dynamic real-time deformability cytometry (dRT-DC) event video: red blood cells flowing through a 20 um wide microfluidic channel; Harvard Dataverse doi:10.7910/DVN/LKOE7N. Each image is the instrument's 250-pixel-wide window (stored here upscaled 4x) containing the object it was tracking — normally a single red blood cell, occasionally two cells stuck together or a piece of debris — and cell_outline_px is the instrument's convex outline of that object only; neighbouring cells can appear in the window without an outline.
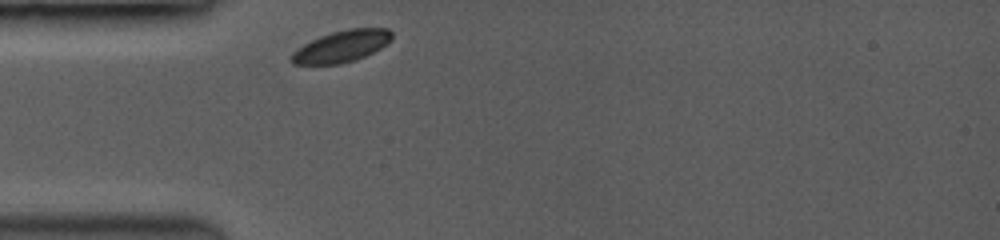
{"species": "common noctule bat (a hibernating species)", "species_latin": "Nyctalus noctula", "temperature_condition": "room temperature", "stored_images_in_passage": 23, "camera_frame_rate_fps": 3500, "um_per_image_px": 0.085, "animal": {"sex": "female", "body_mass_g": 19.0, "forearm_length_mm": 53.3}, "frame": {"image": 1, "passage_image": 1, "time_ms": 0.0, "image_size_px": [1000, 240], "cell_outline_px": [[392, 40], [380, 48], [364, 56], [340, 64], [292, 64], [288, 60], [292, 52], [304, 44], [320, 36], [332, 32], [348, 28], [388, 28], [392, 32]], "centroid_in_image_um": [29.02, 3.93], "position_along_channel_um": 56.0, "area_um2": 18.44}}
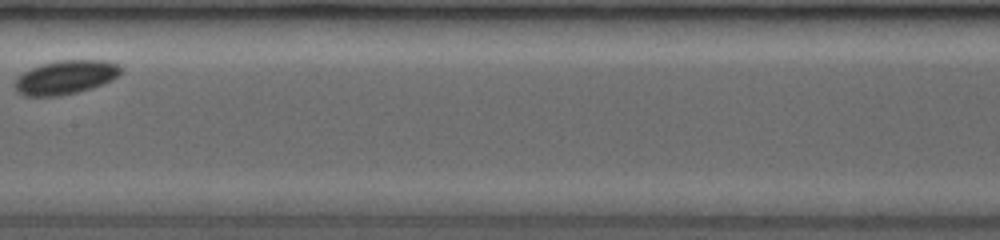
{"frame": {"image": 2, "passage_image": 13, "time_ms": 4.0, "image_size_px": [1000, 240], "cell_outline_px": [[124, 68], [112, 80], [76, 92], [52, 96], [28, 96], [20, 92], [16, 88], [16, 80], [24, 72], [40, 64], [60, 60], [108, 60], [120, 64]], "centroid_in_image_um": [5.63, 6.53], "position_along_channel_um": 201.8, "area_um2": 20.46}}
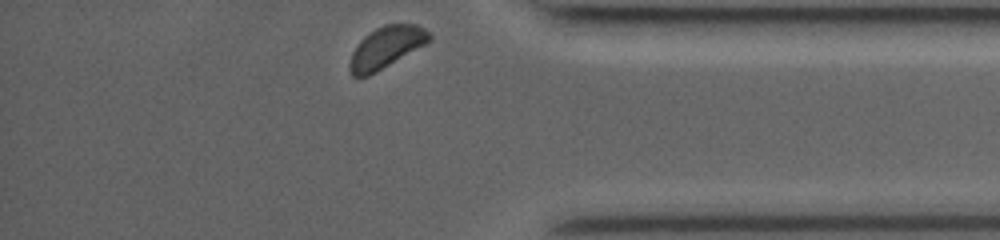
{"frame": {"image": 3, "passage_image": 23, "time_ms": 9.429, "image_size_px": [1000, 240], "cell_outline_px": [[432, 40], [376, 72], [368, 76], [352, 76], [348, 68], [348, 64], [352, 52], [360, 40], [364, 36], [376, 28], [384, 24], [416, 24], [424, 28], [432, 36]], "centroid_in_image_um": [32.8, 4.02], "position_along_channel_um": 402.4, "area_um2": 19.19}}